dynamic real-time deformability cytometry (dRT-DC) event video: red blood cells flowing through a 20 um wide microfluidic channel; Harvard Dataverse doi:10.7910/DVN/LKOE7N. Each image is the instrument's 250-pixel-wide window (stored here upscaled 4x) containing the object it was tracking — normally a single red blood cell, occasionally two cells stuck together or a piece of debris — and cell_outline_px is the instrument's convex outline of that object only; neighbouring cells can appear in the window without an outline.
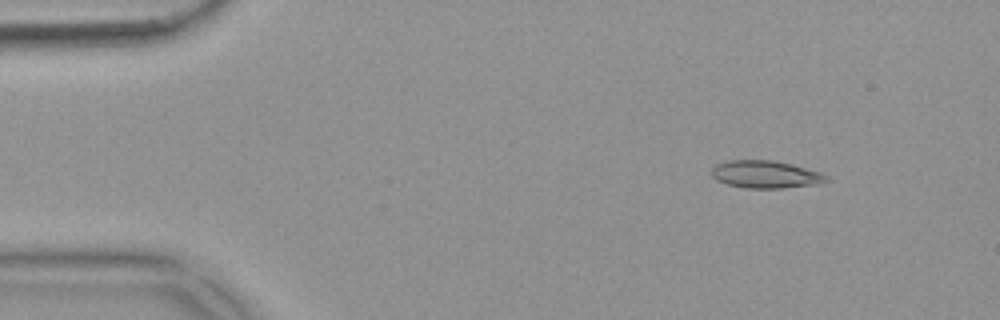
{"species": "common noctule bat (a hibernating species)", "species_latin": "Nyctalus noctula", "temperature_condition": "warm", "stored_images_in_passage": 5, "camera_frame_rate_fps": 3000, "um_per_image_px": 0.085, "animal": {"sex": "female", "body_mass_g": 18.4}, "frame": {"image": 1, "passage_image": 1, "time_ms": 0.0, "image_size_px": [1000, 320], "cell_outline_px": [[828, 180], [816, 184], [784, 188], [744, 188], [728, 184], [716, 180], [712, 176], [712, 168], [716, 164], [728, 160], [772, 160], [820, 172], [828, 176]], "centroid_in_image_um": [65.03, 14.83], "position_along_channel_um": 20.0, "area_um2": 18.21}}